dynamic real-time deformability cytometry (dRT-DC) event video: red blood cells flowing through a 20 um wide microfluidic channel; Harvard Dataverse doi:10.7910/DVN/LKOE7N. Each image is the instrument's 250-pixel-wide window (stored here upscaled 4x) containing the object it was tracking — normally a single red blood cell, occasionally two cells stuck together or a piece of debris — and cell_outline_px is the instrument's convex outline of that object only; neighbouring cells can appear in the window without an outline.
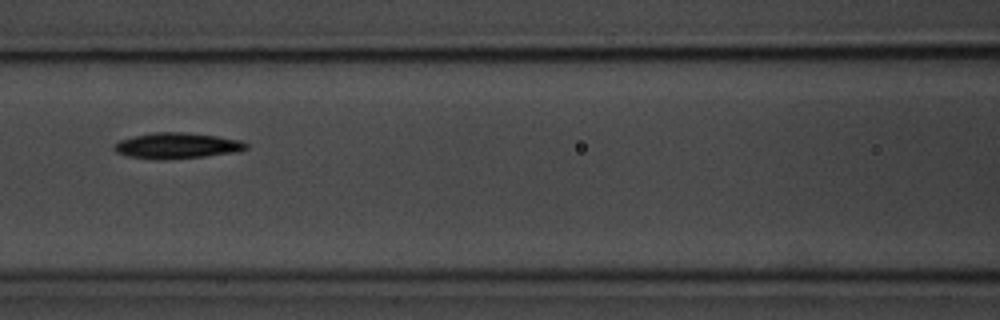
{"species": "common noctule bat (a hibernating species)", "species_latin": "Nyctalus noctula", "temperature_condition": "room temperature", "stored_images_in_passage": 6, "camera_frame_rate_fps": 3000, "um_per_image_px": 0.085, "animal": {"sex": "male", "body_mass_g": 20.1, "forearm_length_mm": 53.5}, "frame": {"image": 1, "passage_image": 4, "time_ms": 3.667, "image_size_px": [1000, 320], "cell_outline_px": [[248, 148], [240, 152], [204, 156], [160, 160], [128, 156], [116, 152], [112, 148], [112, 144], [120, 140], [132, 136], [152, 132], [184, 132], [216, 136], [240, 140], [248, 144]], "centroid_in_image_um": [15.02, 12.38], "position_along_channel_um": 151.6, "area_um2": 20.0}}
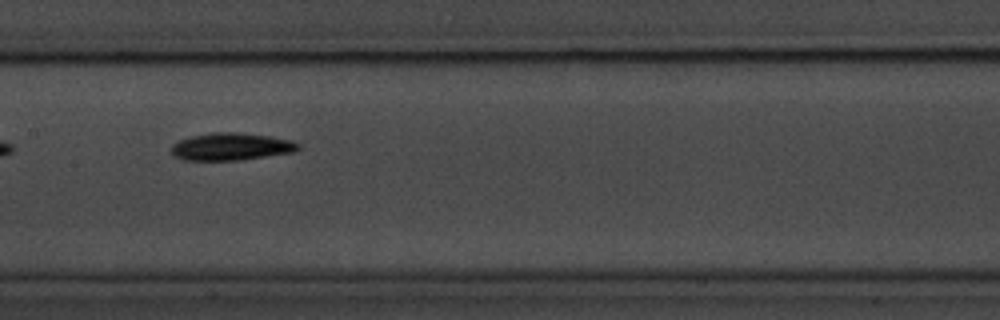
{"frame": {"image": 2, "passage_image": 5, "time_ms": 4.667, "image_size_px": [1000, 320], "cell_outline_px": [[300, 148], [296, 152], [240, 160], [184, 160], [172, 156], [172, 144], [180, 140], [192, 136], [212, 132], [236, 132], [268, 136], [292, 140], [300, 144]], "centroid_in_image_um": [19.67, 12.47], "position_along_channel_um": 187.7, "area_um2": 20.35}}